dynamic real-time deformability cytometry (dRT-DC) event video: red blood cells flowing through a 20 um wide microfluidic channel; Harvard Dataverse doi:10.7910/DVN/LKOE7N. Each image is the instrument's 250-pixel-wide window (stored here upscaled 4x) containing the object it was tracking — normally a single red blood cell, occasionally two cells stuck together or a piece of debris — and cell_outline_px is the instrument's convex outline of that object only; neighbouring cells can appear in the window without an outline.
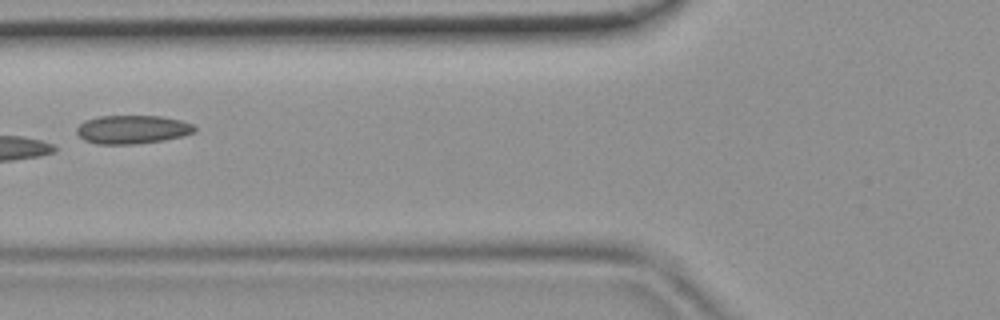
{"species": "common noctule bat (a hibernating species)", "species_latin": "Nyctalus noctula", "temperature_condition": "room temperature", "stored_images_in_passage": 3, "camera_frame_rate_fps": 3000, "um_per_image_px": 0.085, "animal": {"sex": "female", "body_mass_g": 19.9}, "frame": {"image": 1, "passage_image": 3, "time_ms": 0.667, "image_size_px": [1000, 320], "cell_outline_px": [[196, 128], [192, 132], [180, 136], [164, 140], [136, 144], [96, 144], [84, 140], [76, 132], [76, 128], [84, 120], [100, 116], [160, 116], [180, 120], [192, 124]], "centroid_in_image_um": [11.2, 11.0], "position_along_channel_um": 114.6, "area_um2": 19.48}}